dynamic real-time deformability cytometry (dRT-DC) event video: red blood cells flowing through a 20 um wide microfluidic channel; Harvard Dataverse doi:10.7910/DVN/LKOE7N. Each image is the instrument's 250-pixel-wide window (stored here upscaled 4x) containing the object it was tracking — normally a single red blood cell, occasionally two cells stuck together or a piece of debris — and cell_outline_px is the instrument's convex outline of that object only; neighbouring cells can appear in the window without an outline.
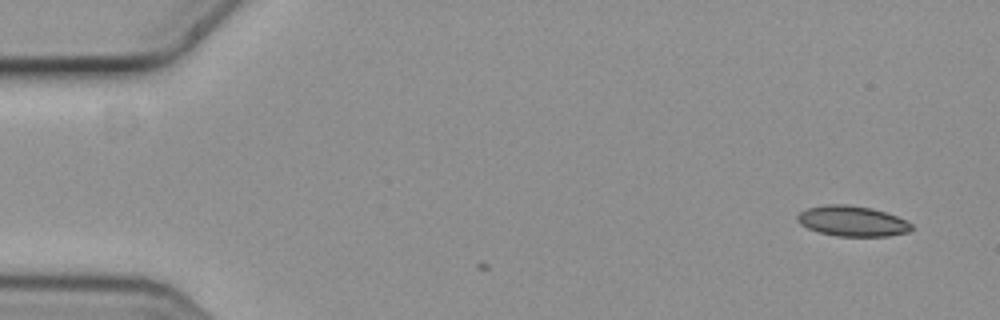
{"species": "common noctule bat (a hibernating species)", "species_latin": "Nyctalus noctula", "temperature_condition": "cold", "stored_images_in_passage": 2, "camera_frame_rate_fps": 3000, "um_per_image_px": 0.085, "animal": {"sex": "female", "body_mass_g": 19.3, "forearm_length_mm": 54.1}, "frame": {"image": 1, "passage_image": 1, "time_ms": 0.0, "image_size_px": [1000, 320], "cell_outline_px": [[912, 228], [908, 232], [888, 236], [836, 236], [820, 232], [808, 228], [800, 224], [796, 220], [796, 216], [800, 212], [808, 208], [828, 204], [848, 204], [872, 208], [896, 216], [912, 224]], "centroid_in_image_um": [72.42, 18.79], "position_along_channel_um": 12.6, "area_um2": 20.11}}